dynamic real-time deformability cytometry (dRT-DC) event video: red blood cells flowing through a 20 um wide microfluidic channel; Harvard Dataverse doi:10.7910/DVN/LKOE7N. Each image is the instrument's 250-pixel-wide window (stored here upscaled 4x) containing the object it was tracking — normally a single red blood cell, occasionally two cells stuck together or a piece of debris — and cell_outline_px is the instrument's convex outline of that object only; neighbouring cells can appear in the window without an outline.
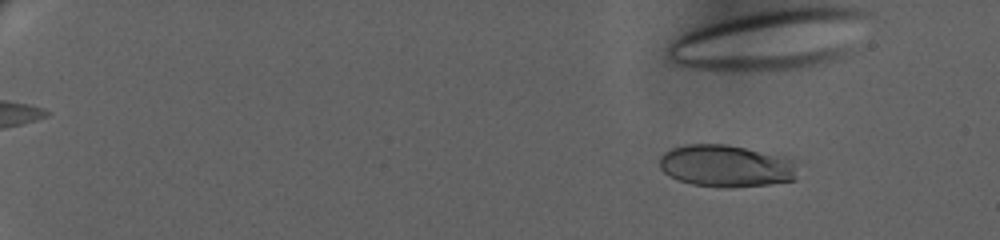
{"species": "human", "species_latin": "Homo sapiens", "temperature_condition": "warm", "stored_images_in_passage": 43, "camera_frame_rate_fps": 3000, "um_per_image_px": 0.085, "donor": {"sex": "female"}, "frame": {"image": 1, "passage_image": 5, "time_ms": 2.0, "image_size_px": [1000, 240], "cell_outline_px": [[796, 180], [768, 184], [732, 188], [724, 188], [692, 184], [668, 176], [660, 168], [660, 156], [664, 152], [672, 148], [684, 144], [728, 144], [784, 156], [792, 160]], "centroid_in_image_um": [61.68, 14.1], "position_along_channel_um": 23.3, "area_um2": 33.93}}
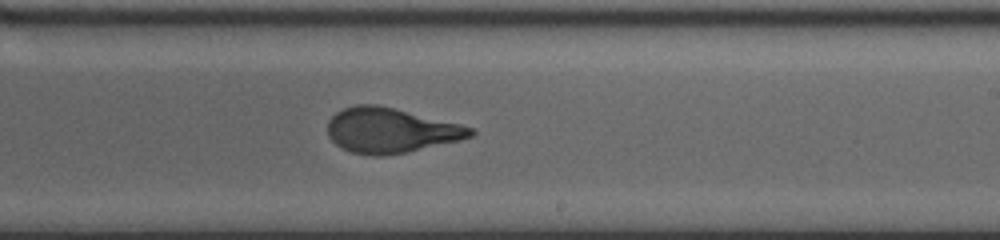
{"frame": {"image": 2, "passage_image": 30, "time_ms": 14.0, "image_size_px": [1000, 240], "cell_outline_px": [[476, 132], [472, 136], [460, 140], [408, 152], [380, 156], [372, 156], [352, 152], [340, 148], [328, 136], [328, 120], [336, 112], [344, 108], [356, 104], [376, 104], [460, 124], [472, 128]], "centroid_in_image_um": [33.17, 11.09], "position_along_channel_um": 255.8, "area_um2": 37.28}}
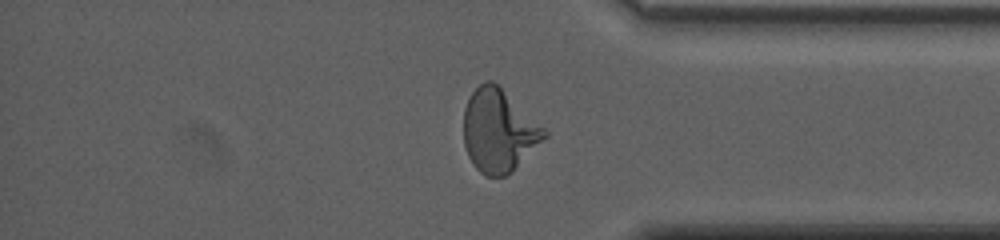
{"frame": {"image": 3, "passage_image": 40, "time_ms": 18.333, "image_size_px": [1000, 240], "cell_outline_px": [[548, 136], [512, 172], [504, 176], [484, 176], [472, 164], [468, 156], [464, 144], [464, 108], [472, 92], [484, 80], [492, 80], [544, 128], [548, 132]], "centroid_in_image_um": [42.38, 11.14], "position_along_channel_um": 392.8, "area_um2": 38.55}}